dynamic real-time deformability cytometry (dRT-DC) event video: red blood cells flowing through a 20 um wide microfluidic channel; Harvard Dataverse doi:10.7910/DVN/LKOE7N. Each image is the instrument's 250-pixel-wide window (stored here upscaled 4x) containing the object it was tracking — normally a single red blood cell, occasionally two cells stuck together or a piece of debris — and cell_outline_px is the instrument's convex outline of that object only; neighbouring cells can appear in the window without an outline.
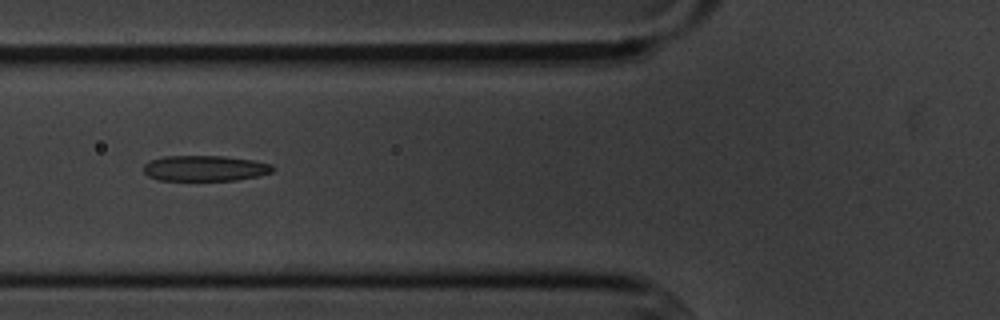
{"species": "common noctule bat (a hibernating species)", "species_latin": "Nyctalus noctula", "temperature_condition": "cold", "stored_images_in_passage": 6, "camera_frame_rate_fps": 3000, "um_per_image_px": 0.085, "animal": {"sex": "male", "body_mass_g": 20.1, "forearm_length_mm": 53.5}, "frame": {"image": 1, "passage_image": 4, "time_ms": 3.667, "image_size_px": [1000, 320], "cell_outline_px": [[276, 168], [272, 172], [256, 176], [236, 180], [156, 180], [148, 176], [144, 172], [144, 164], [148, 160], [164, 156], [224, 156], [252, 160], [272, 164]], "centroid_in_image_um": [17.4, 14.3], "position_along_channel_um": 108.4, "area_um2": 19.36}}
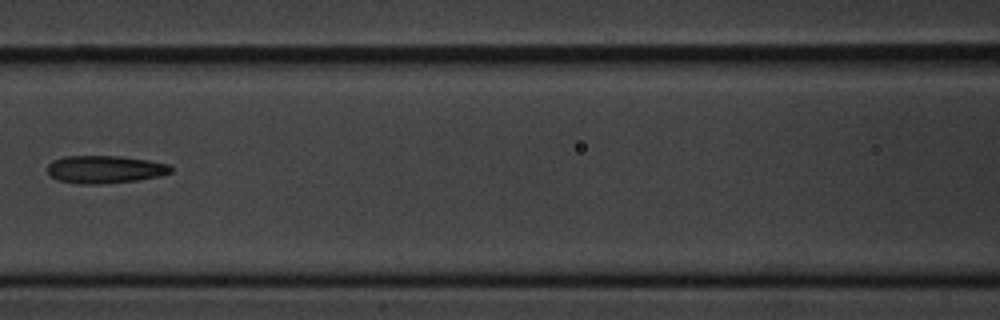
{"frame": {"image": 2, "passage_image": 5, "time_ms": 5.0, "image_size_px": [1000, 320], "cell_outline_px": [[172, 172], [160, 176], [136, 180], [100, 184], [80, 184], [56, 180], [48, 172], [48, 164], [52, 160], [64, 156], [120, 156], [148, 160], [168, 164], [172, 168]], "centroid_in_image_um": [8.9, 14.39], "position_along_channel_um": 157.7, "area_um2": 19.94}}
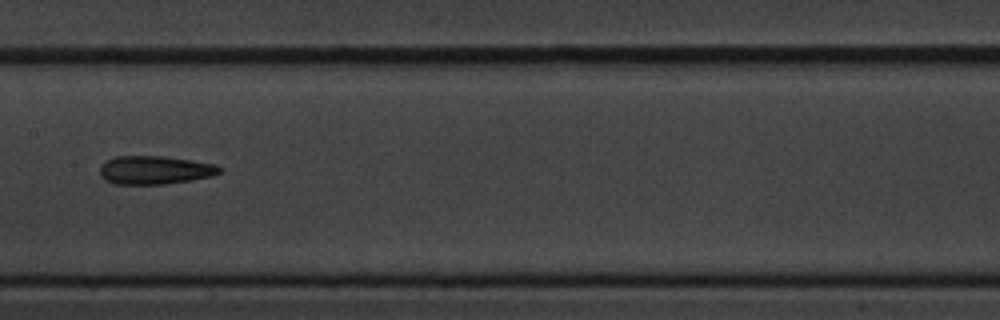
{"frame": {"image": 3, "passage_image": 6, "time_ms": 6.0, "image_size_px": [1000, 320], "cell_outline_px": [[224, 168], [220, 172], [212, 176], [192, 180], [164, 184], [116, 184], [104, 180], [100, 176], [100, 164], [116, 156], [164, 156], [192, 160], [216, 164]], "centroid_in_image_um": [13.17, 14.45], "position_along_channel_um": 194.2, "area_um2": 20.0}}